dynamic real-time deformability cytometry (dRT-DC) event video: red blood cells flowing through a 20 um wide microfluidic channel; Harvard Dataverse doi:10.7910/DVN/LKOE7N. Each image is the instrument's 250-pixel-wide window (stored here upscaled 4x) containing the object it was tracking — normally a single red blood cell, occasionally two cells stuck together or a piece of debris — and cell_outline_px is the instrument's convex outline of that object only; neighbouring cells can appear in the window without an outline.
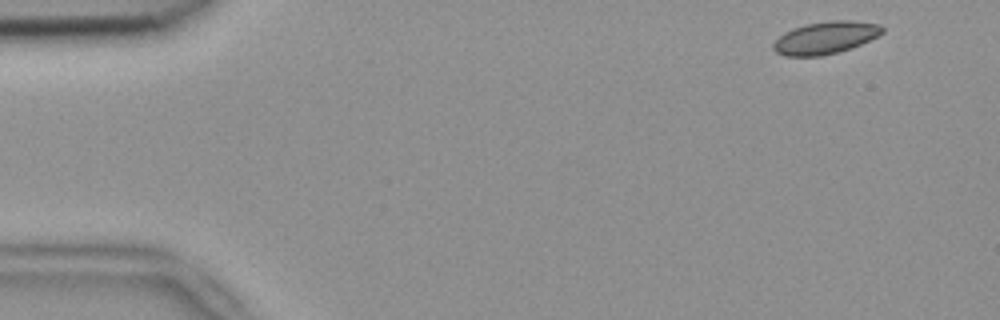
{"species": "common noctule bat (a hibernating species)", "species_latin": "Nyctalus noctula", "temperature_condition": "room temperature", "stored_images_in_passage": 51, "camera_frame_rate_fps": 3000, "um_per_image_px": 0.085, "animal": {"sex": "female", "body_mass_g": 18.4}, "frame": {"image": 1, "passage_image": 2, "time_ms": 0.333, "image_size_px": [1000, 320], "cell_outline_px": [[884, 32], [860, 44], [836, 52], [820, 56], [784, 56], [776, 52], [772, 48], [772, 44], [784, 32], [792, 28], [804, 24], [832, 20], [852, 20], [880, 24], [884, 28]], "centroid_in_image_um": [70.13, 3.19], "position_along_channel_um": 14.9, "area_um2": 20.46}}
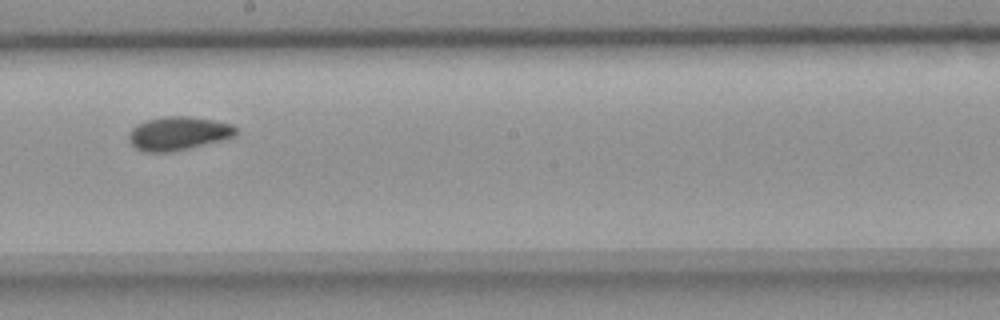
{"frame": {"image": 2, "passage_image": 28, "time_ms": 9.0, "image_size_px": [1000, 320], "cell_outline_px": [[240, 132], [236, 136], [188, 148], [168, 152], [144, 152], [136, 148], [128, 140], [128, 132], [136, 124], [148, 120], [168, 116], [188, 116], [212, 120], [232, 124]], "centroid_in_image_um": [15.14, 11.34], "position_along_channel_um": 233.1, "area_um2": 20.87}}
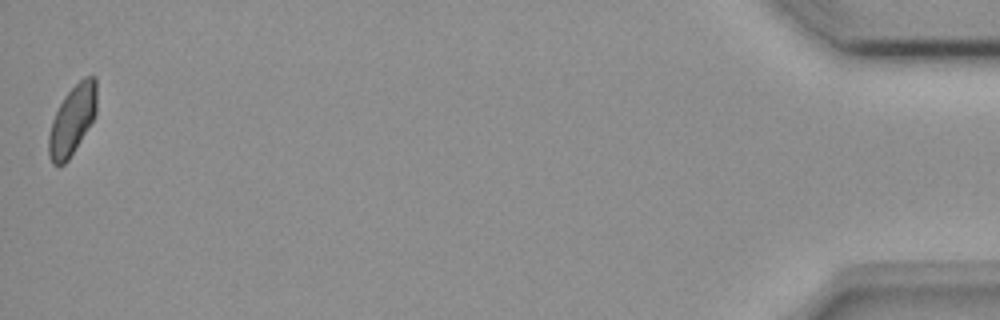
{"frame": {"image": 3, "passage_image": 51, "time_ms": 16.667, "image_size_px": [1000, 320], "cell_outline_px": [[96, 116], [68, 160], [64, 164], [52, 164], [48, 156], [48, 136], [52, 120], [64, 96], [84, 76], [96, 76]], "centroid_in_image_um": [6.14, 10.21], "position_along_channel_um": 429.1, "area_um2": 19.36}, "authors_computed_cell_mechanics": {"area_um2": 20.4034, "velocity_mm_per_s": 3.7777, "shape_relaxation_time_tau1_ms": null, "shape_relaxation_time_tau2_ms": 3.2525, "deformation_change_tau1": null, "deformation_change_tau2": 0.0594}}